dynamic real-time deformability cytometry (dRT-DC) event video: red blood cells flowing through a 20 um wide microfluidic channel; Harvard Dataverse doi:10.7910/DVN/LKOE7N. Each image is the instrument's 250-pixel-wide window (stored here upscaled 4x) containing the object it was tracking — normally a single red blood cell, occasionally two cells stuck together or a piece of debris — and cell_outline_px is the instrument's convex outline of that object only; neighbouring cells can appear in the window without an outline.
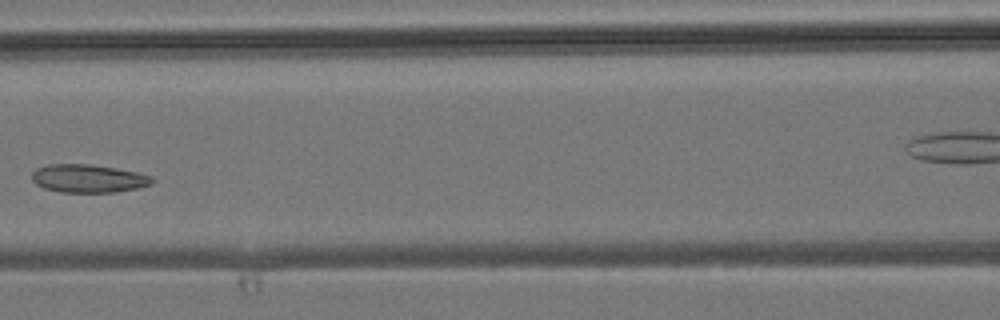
{"species": "common noctule bat (a hibernating species)", "species_latin": "Nyctalus noctula", "temperature_condition": "room temperature", "stored_images_in_passage": 5, "segment_of_instrument_passage": [1, 2], "camera_frame_rate_fps": 3000, "um_per_image_px": 0.085, "animal": {"sex": "male", "body_mass_g": 19.2, "forearm_length_mm": 51.8}, "frame": {"image": 1, "passage_image": 4, "time_ms": 3.667, "image_size_px": [1000, 320], "cell_outline_px": [[156, 180], [152, 184], [136, 188], [116, 192], [60, 192], [44, 188], [36, 184], [32, 180], [32, 172], [36, 168], [48, 164], [92, 164], [116, 168], [136, 172], [152, 176]], "centroid_in_image_um": [7.51, 15.16], "position_along_channel_um": 159.1, "area_um2": 19.83}}